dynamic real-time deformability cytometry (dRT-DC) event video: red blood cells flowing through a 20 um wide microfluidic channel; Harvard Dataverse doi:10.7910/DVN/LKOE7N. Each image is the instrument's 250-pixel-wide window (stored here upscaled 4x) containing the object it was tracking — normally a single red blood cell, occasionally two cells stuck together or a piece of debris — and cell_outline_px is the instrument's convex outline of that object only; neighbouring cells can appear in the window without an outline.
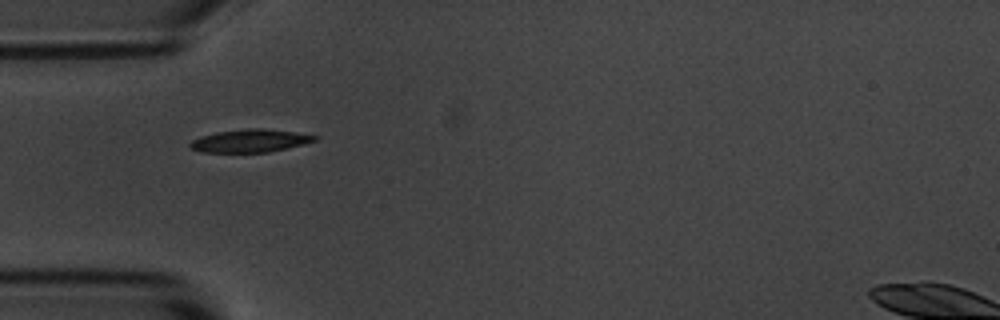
{"species": "common noctule bat (a hibernating species)", "species_latin": "Nyctalus noctula", "temperature_condition": "room temperature", "stored_images_in_passage": 39, "camera_frame_rate_fps": 3000, "um_per_image_px": 0.085, "animal": {"sex": "male", "body_mass_g": 20.1, "forearm_length_mm": 53.5}, "frame": {"image": 1, "passage_image": 1, "time_ms": 0.0, "image_size_px": [1000, 320], "cell_outline_px": [[320, 136], [316, 140], [304, 144], [268, 152], [200, 152], [192, 148], [188, 144], [192, 140], [200, 136], [216, 132], [248, 128], [260, 128], [292, 132]], "centroid_in_image_um": [21.23, 11.96], "position_along_channel_um": 63.8, "area_um2": 16.47}}
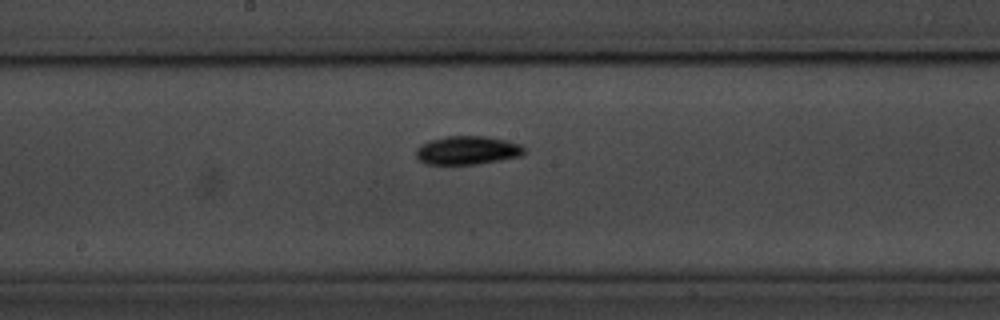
{"frame": {"image": 2, "passage_image": 13, "time_ms": 4.0, "image_size_px": [1000, 320], "cell_outline_px": [[524, 152], [520, 156], [500, 160], [476, 164], [428, 164], [416, 160], [416, 148], [420, 144], [428, 140], [444, 136], [484, 136], [508, 140], [520, 144], [524, 148]], "centroid_in_image_um": [39.67, 12.77], "position_along_channel_um": 208.5, "area_um2": 18.15}}
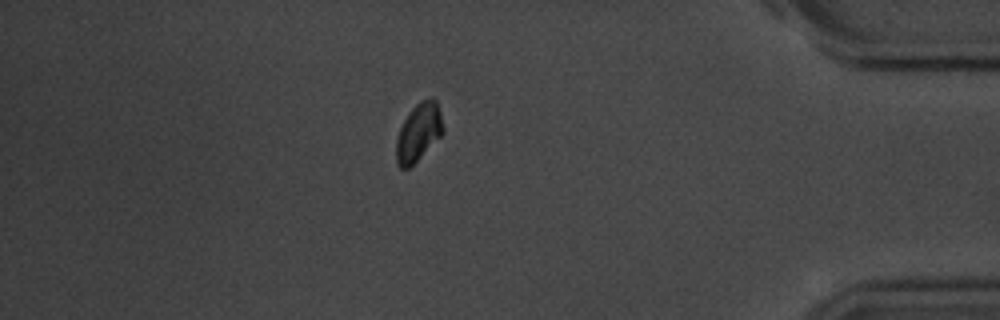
{"frame": {"image": 3, "passage_image": 32, "time_ms": 10.333, "image_size_px": [1000, 320], "cell_outline_px": [[444, 132], [408, 168], [400, 168], [396, 164], [396, 140], [400, 128], [408, 112], [420, 100], [436, 100], [440, 112], [444, 128]], "centroid_in_image_um": [35.56, 11.24], "position_along_channel_um": 399.6, "area_um2": 15.43}, "authors_computed_cell_mechanics": {"area_um2": 16.473, "velocity_mm_per_s": 3.6267, "shape_relaxation_time_tau1_ms": 3.4553, "shape_relaxation_time_tau2_ms": 3.4688, "deformation_change_tau1": 0.1672, "deformation_change_tau2": 0.0655}}